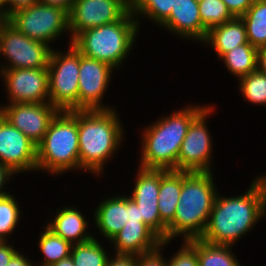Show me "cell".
Returning <instances> with one entry per match:
<instances>
[{"label":"cell","mask_w":266,"mask_h":266,"mask_svg":"<svg viewBox=\"0 0 266 266\" xmlns=\"http://www.w3.org/2000/svg\"><path fill=\"white\" fill-rule=\"evenodd\" d=\"M243 195L216 196L201 239L211 244L235 245L266 215V173L254 178Z\"/></svg>","instance_id":"cell-1"},{"label":"cell","mask_w":266,"mask_h":266,"mask_svg":"<svg viewBox=\"0 0 266 266\" xmlns=\"http://www.w3.org/2000/svg\"><path fill=\"white\" fill-rule=\"evenodd\" d=\"M119 118L115 107L77 110L80 171L86 170L97 177L104 171L105 163L114 156L124 140Z\"/></svg>","instance_id":"cell-2"},{"label":"cell","mask_w":266,"mask_h":266,"mask_svg":"<svg viewBox=\"0 0 266 266\" xmlns=\"http://www.w3.org/2000/svg\"><path fill=\"white\" fill-rule=\"evenodd\" d=\"M215 183L213 171H182L179 203L173 221L167 226L166 241L180 235L184 241L202 237L218 194Z\"/></svg>","instance_id":"cell-3"},{"label":"cell","mask_w":266,"mask_h":266,"mask_svg":"<svg viewBox=\"0 0 266 266\" xmlns=\"http://www.w3.org/2000/svg\"><path fill=\"white\" fill-rule=\"evenodd\" d=\"M206 106L188 105L144 128L140 167L175 170L178 153L189 126Z\"/></svg>","instance_id":"cell-4"},{"label":"cell","mask_w":266,"mask_h":266,"mask_svg":"<svg viewBox=\"0 0 266 266\" xmlns=\"http://www.w3.org/2000/svg\"><path fill=\"white\" fill-rule=\"evenodd\" d=\"M137 19L129 10L120 20L87 29L78 34L72 45L84 56L105 62L120 70L122 62L133 50L137 33Z\"/></svg>","instance_id":"cell-5"},{"label":"cell","mask_w":266,"mask_h":266,"mask_svg":"<svg viewBox=\"0 0 266 266\" xmlns=\"http://www.w3.org/2000/svg\"><path fill=\"white\" fill-rule=\"evenodd\" d=\"M80 170L77 110L59 111L37 145V170L62 174Z\"/></svg>","instance_id":"cell-6"},{"label":"cell","mask_w":266,"mask_h":266,"mask_svg":"<svg viewBox=\"0 0 266 266\" xmlns=\"http://www.w3.org/2000/svg\"><path fill=\"white\" fill-rule=\"evenodd\" d=\"M47 70L49 103L60 111L78 110L80 52L72 44L66 53L52 49Z\"/></svg>","instance_id":"cell-7"},{"label":"cell","mask_w":266,"mask_h":266,"mask_svg":"<svg viewBox=\"0 0 266 266\" xmlns=\"http://www.w3.org/2000/svg\"><path fill=\"white\" fill-rule=\"evenodd\" d=\"M7 20L27 37L47 44L51 49L52 41H56L63 32H69L68 12L39 2L14 11Z\"/></svg>","instance_id":"cell-8"},{"label":"cell","mask_w":266,"mask_h":266,"mask_svg":"<svg viewBox=\"0 0 266 266\" xmlns=\"http://www.w3.org/2000/svg\"><path fill=\"white\" fill-rule=\"evenodd\" d=\"M51 50L47 44L21 33L8 20L0 28V55L8 61L6 65L0 63V69L47 68Z\"/></svg>","instance_id":"cell-9"},{"label":"cell","mask_w":266,"mask_h":266,"mask_svg":"<svg viewBox=\"0 0 266 266\" xmlns=\"http://www.w3.org/2000/svg\"><path fill=\"white\" fill-rule=\"evenodd\" d=\"M207 105L191 122L181 144L176 171L212 172V136L207 127V117L215 111Z\"/></svg>","instance_id":"cell-10"},{"label":"cell","mask_w":266,"mask_h":266,"mask_svg":"<svg viewBox=\"0 0 266 266\" xmlns=\"http://www.w3.org/2000/svg\"><path fill=\"white\" fill-rule=\"evenodd\" d=\"M130 5L124 0H75L69 15L70 43L81 32L120 20Z\"/></svg>","instance_id":"cell-11"},{"label":"cell","mask_w":266,"mask_h":266,"mask_svg":"<svg viewBox=\"0 0 266 266\" xmlns=\"http://www.w3.org/2000/svg\"><path fill=\"white\" fill-rule=\"evenodd\" d=\"M0 163L17 175L37 171V145L1 114Z\"/></svg>","instance_id":"cell-12"},{"label":"cell","mask_w":266,"mask_h":266,"mask_svg":"<svg viewBox=\"0 0 266 266\" xmlns=\"http://www.w3.org/2000/svg\"><path fill=\"white\" fill-rule=\"evenodd\" d=\"M114 70L109 64L80 53L78 110L113 109L114 106L103 105L102 99Z\"/></svg>","instance_id":"cell-13"},{"label":"cell","mask_w":266,"mask_h":266,"mask_svg":"<svg viewBox=\"0 0 266 266\" xmlns=\"http://www.w3.org/2000/svg\"><path fill=\"white\" fill-rule=\"evenodd\" d=\"M0 74L9 104L49 102L47 68L0 69Z\"/></svg>","instance_id":"cell-14"},{"label":"cell","mask_w":266,"mask_h":266,"mask_svg":"<svg viewBox=\"0 0 266 266\" xmlns=\"http://www.w3.org/2000/svg\"><path fill=\"white\" fill-rule=\"evenodd\" d=\"M5 105H0V114L36 145L43 140L51 121L60 111L49 102Z\"/></svg>","instance_id":"cell-15"},{"label":"cell","mask_w":266,"mask_h":266,"mask_svg":"<svg viewBox=\"0 0 266 266\" xmlns=\"http://www.w3.org/2000/svg\"><path fill=\"white\" fill-rule=\"evenodd\" d=\"M133 191L129 196L139 207L140 218L161 239L166 241L167 226L161 221L158 210V194L161 169L138 168Z\"/></svg>","instance_id":"cell-16"},{"label":"cell","mask_w":266,"mask_h":266,"mask_svg":"<svg viewBox=\"0 0 266 266\" xmlns=\"http://www.w3.org/2000/svg\"><path fill=\"white\" fill-rule=\"evenodd\" d=\"M160 27L180 36V39L188 38L201 43L208 33L202 24L198 0H175L169 18Z\"/></svg>","instance_id":"cell-17"},{"label":"cell","mask_w":266,"mask_h":266,"mask_svg":"<svg viewBox=\"0 0 266 266\" xmlns=\"http://www.w3.org/2000/svg\"><path fill=\"white\" fill-rule=\"evenodd\" d=\"M109 242L115 254L138 256L157 249L162 239L144 222L128 220Z\"/></svg>","instance_id":"cell-18"},{"label":"cell","mask_w":266,"mask_h":266,"mask_svg":"<svg viewBox=\"0 0 266 266\" xmlns=\"http://www.w3.org/2000/svg\"><path fill=\"white\" fill-rule=\"evenodd\" d=\"M94 224L107 240H110L128 221V196L104 198L94 212Z\"/></svg>","instance_id":"cell-19"},{"label":"cell","mask_w":266,"mask_h":266,"mask_svg":"<svg viewBox=\"0 0 266 266\" xmlns=\"http://www.w3.org/2000/svg\"><path fill=\"white\" fill-rule=\"evenodd\" d=\"M53 220L48 222L47 228L55 235L62 237L72 245L91 240L94 236L88 233L89 222L77 207H61L56 210ZM88 222V223H87Z\"/></svg>","instance_id":"cell-20"},{"label":"cell","mask_w":266,"mask_h":266,"mask_svg":"<svg viewBox=\"0 0 266 266\" xmlns=\"http://www.w3.org/2000/svg\"><path fill=\"white\" fill-rule=\"evenodd\" d=\"M203 43L211 46L218 58H221L235 47L248 43L245 24L241 18L235 17L231 21L215 26L208 31Z\"/></svg>","instance_id":"cell-21"},{"label":"cell","mask_w":266,"mask_h":266,"mask_svg":"<svg viewBox=\"0 0 266 266\" xmlns=\"http://www.w3.org/2000/svg\"><path fill=\"white\" fill-rule=\"evenodd\" d=\"M182 189V171L161 169L158 210L161 221L168 226L175 217Z\"/></svg>","instance_id":"cell-22"},{"label":"cell","mask_w":266,"mask_h":266,"mask_svg":"<svg viewBox=\"0 0 266 266\" xmlns=\"http://www.w3.org/2000/svg\"><path fill=\"white\" fill-rule=\"evenodd\" d=\"M196 252L199 266H242L232 246L211 244L200 239L186 241Z\"/></svg>","instance_id":"cell-23"},{"label":"cell","mask_w":266,"mask_h":266,"mask_svg":"<svg viewBox=\"0 0 266 266\" xmlns=\"http://www.w3.org/2000/svg\"><path fill=\"white\" fill-rule=\"evenodd\" d=\"M220 59L226 69L240 79L257 69V48L248 42L225 53Z\"/></svg>","instance_id":"cell-24"},{"label":"cell","mask_w":266,"mask_h":266,"mask_svg":"<svg viewBox=\"0 0 266 266\" xmlns=\"http://www.w3.org/2000/svg\"><path fill=\"white\" fill-rule=\"evenodd\" d=\"M240 18L245 24L248 42L255 48L266 46V0H254Z\"/></svg>","instance_id":"cell-25"},{"label":"cell","mask_w":266,"mask_h":266,"mask_svg":"<svg viewBox=\"0 0 266 266\" xmlns=\"http://www.w3.org/2000/svg\"><path fill=\"white\" fill-rule=\"evenodd\" d=\"M38 244L41 253L44 255L41 266H50L69 257L73 246L62 237L55 235L47 227H45L44 231L40 233Z\"/></svg>","instance_id":"cell-26"},{"label":"cell","mask_w":266,"mask_h":266,"mask_svg":"<svg viewBox=\"0 0 266 266\" xmlns=\"http://www.w3.org/2000/svg\"><path fill=\"white\" fill-rule=\"evenodd\" d=\"M99 241L93 237L91 240L74 244L70 257L75 266H106L109 253Z\"/></svg>","instance_id":"cell-27"},{"label":"cell","mask_w":266,"mask_h":266,"mask_svg":"<svg viewBox=\"0 0 266 266\" xmlns=\"http://www.w3.org/2000/svg\"><path fill=\"white\" fill-rule=\"evenodd\" d=\"M175 0H135L130 5V11L137 19L138 26L139 15L155 22L161 26L170 16Z\"/></svg>","instance_id":"cell-28"},{"label":"cell","mask_w":266,"mask_h":266,"mask_svg":"<svg viewBox=\"0 0 266 266\" xmlns=\"http://www.w3.org/2000/svg\"><path fill=\"white\" fill-rule=\"evenodd\" d=\"M238 82L244 100L258 106L266 105V74L256 69Z\"/></svg>","instance_id":"cell-29"},{"label":"cell","mask_w":266,"mask_h":266,"mask_svg":"<svg viewBox=\"0 0 266 266\" xmlns=\"http://www.w3.org/2000/svg\"><path fill=\"white\" fill-rule=\"evenodd\" d=\"M198 6L202 24L208 31L235 18L222 0H198Z\"/></svg>","instance_id":"cell-30"},{"label":"cell","mask_w":266,"mask_h":266,"mask_svg":"<svg viewBox=\"0 0 266 266\" xmlns=\"http://www.w3.org/2000/svg\"><path fill=\"white\" fill-rule=\"evenodd\" d=\"M16 200L11 193L0 197V241H8L19 224L22 213Z\"/></svg>","instance_id":"cell-31"},{"label":"cell","mask_w":266,"mask_h":266,"mask_svg":"<svg viewBox=\"0 0 266 266\" xmlns=\"http://www.w3.org/2000/svg\"><path fill=\"white\" fill-rule=\"evenodd\" d=\"M170 258H167V266H199L197 252L186 241Z\"/></svg>","instance_id":"cell-32"},{"label":"cell","mask_w":266,"mask_h":266,"mask_svg":"<svg viewBox=\"0 0 266 266\" xmlns=\"http://www.w3.org/2000/svg\"><path fill=\"white\" fill-rule=\"evenodd\" d=\"M168 241H162L161 245L150 252L141 254L137 256V266H167V261L165 257H163L161 249L165 245H168Z\"/></svg>","instance_id":"cell-33"},{"label":"cell","mask_w":266,"mask_h":266,"mask_svg":"<svg viewBox=\"0 0 266 266\" xmlns=\"http://www.w3.org/2000/svg\"><path fill=\"white\" fill-rule=\"evenodd\" d=\"M234 17L240 18L250 8L254 0H222Z\"/></svg>","instance_id":"cell-34"},{"label":"cell","mask_w":266,"mask_h":266,"mask_svg":"<svg viewBox=\"0 0 266 266\" xmlns=\"http://www.w3.org/2000/svg\"><path fill=\"white\" fill-rule=\"evenodd\" d=\"M106 266H137V256L125 254H113L109 257Z\"/></svg>","instance_id":"cell-35"},{"label":"cell","mask_w":266,"mask_h":266,"mask_svg":"<svg viewBox=\"0 0 266 266\" xmlns=\"http://www.w3.org/2000/svg\"><path fill=\"white\" fill-rule=\"evenodd\" d=\"M38 1L39 0H8L7 3L2 7L3 13L6 17H8L14 11L20 8L33 5L34 3H37Z\"/></svg>","instance_id":"cell-36"},{"label":"cell","mask_w":266,"mask_h":266,"mask_svg":"<svg viewBox=\"0 0 266 266\" xmlns=\"http://www.w3.org/2000/svg\"><path fill=\"white\" fill-rule=\"evenodd\" d=\"M8 241H0V266H7L11 258L18 252Z\"/></svg>","instance_id":"cell-37"},{"label":"cell","mask_w":266,"mask_h":266,"mask_svg":"<svg viewBox=\"0 0 266 266\" xmlns=\"http://www.w3.org/2000/svg\"><path fill=\"white\" fill-rule=\"evenodd\" d=\"M13 173L7 166L0 163V197L9 194V192L3 190L5 183L13 178Z\"/></svg>","instance_id":"cell-38"},{"label":"cell","mask_w":266,"mask_h":266,"mask_svg":"<svg viewBox=\"0 0 266 266\" xmlns=\"http://www.w3.org/2000/svg\"><path fill=\"white\" fill-rule=\"evenodd\" d=\"M7 266H36L34 262H30L29 258L24 256L23 253L17 252L10 260Z\"/></svg>","instance_id":"cell-39"},{"label":"cell","mask_w":266,"mask_h":266,"mask_svg":"<svg viewBox=\"0 0 266 266\" xmlns=\"http://www.w3.org/2000/svg\"><path fill=\"white\" fill-rule=\"evenodd\" d=\"M74 1L75 0H39L38 2L43 3V4L52 5V6H56V7H60L69 13Z\"/></svg>","instance_id":"cell-40"},{"label":"cell","mask_w":266,"mask_h":266,"mask_svg":"<svg viewBox=\"0 0 266 266\" xmlns=\"http://www.w3.org/2000/svg\"><path fill=\"white\" fill-rule=\"evenodd\" d=\"M128 220L129 221H142L140 218L139 207L137 204L128 196Z\"/></svg>","instance_id":"cell-41"},{"label":"cell","mask_w":266,"mask_h":266,"mask_svg":"<svg viewBox=\"0 0 266 266\" xmlns=\"http://www.w3.org/2000/svg\"><path fill=\"white\" fill-rule=\"evenodd\" d=\"M257 70L266 74V46L257 48Z\"/></svg>","instance_id":"cell-42"},{"label":"cell","mask_w":266,"mask_h":266,"mask_svg":"<svg viewBox=\"0 0 266 266\" xmlns=\"http://www.w3.org/2000/svg\"><path fill=\"white\" fill-rule=\"evenodd\" d=\"M50 266H75L71 257H67V258H64L62 260H60L59 262H56Z\"/></svg>","instance_id":"cell-43"},{"label":"cell","mask_w":266,"mask_h":266,"mask_svg":"<svg viewBox=\"0 0 266 266\" xmlns=\"http://www.w3.org/2000/svg\"><path fill=\"white\" fill-rule=\"evenodd\" d=\"M6 20L7 17L4 15L2 7H0V28Z\"/></svg>","instance_id":"cell-44"},{"label":"cell","mask_w":266,"mask_h":266,"mask_svg":"<svg viewBox=\"0 0 266 266\" xmlns=\"http://www.w3.org/2000/svg\"><path fill=\"white\" fill-rule=\"evenodd\" d=\"M8 0H0V7H3Z\"/></svg>","instance_id":"cell-45"},{"label":"cell","mask_w":266,"mask_h":266,"mask_svg":"<svg viewBox=\"0 0 266 266\" xmlns=\"http://www.w3.org/2000/svg\"><path fill=\"white\" fill-rule=\"evenodd\" d=\"M126 1L129 5H131L135 0H124Z\"/></svg>","instance_id":"cell-46"}]
</instances>
